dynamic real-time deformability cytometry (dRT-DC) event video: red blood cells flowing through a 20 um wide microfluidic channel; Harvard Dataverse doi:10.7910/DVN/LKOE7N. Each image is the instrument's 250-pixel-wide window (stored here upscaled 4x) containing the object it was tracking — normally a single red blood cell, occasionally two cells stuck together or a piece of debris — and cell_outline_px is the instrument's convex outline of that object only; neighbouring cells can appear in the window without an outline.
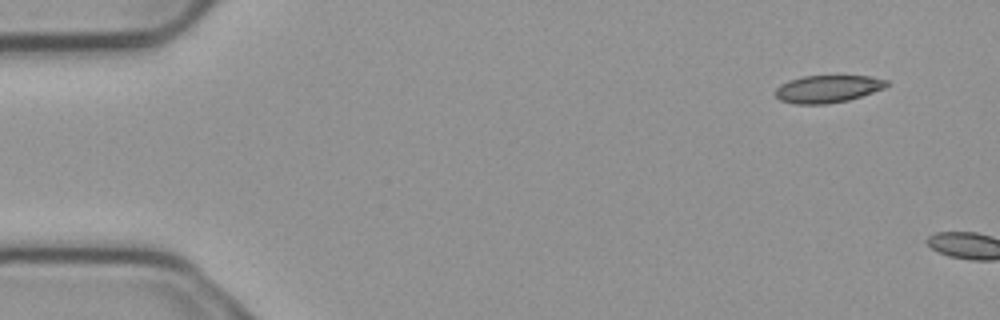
{"species": "common noctule bat (a hibernating species)", "species_latin": "Nyctalus noctula", "temperature_condition": "cold", "stored_images_in_passage": 2, "camera_frame_rate_fps": 3000, "um_per_image_px": 0.085, "animal": {"sex": "male", "body_mass_g": 23.1, "forearm_length_mm": 52.7}, "frame": {"image": 1, "passage_image": 1, "time_ms": 0.0, "image_size_px": [1000, 320], "cell_outline_px": [[888, 84], [884, 88], [848, 100], [828, 104], [796, 104], [780, 100], [776, 96], [776, 88], [780, 84], [804, 76], [872, 76], [888, 80]], "centroid_in_image_um": [70.36, 7.56], "position_along_channel_um": 14.6, "area_um2": 17.63}}